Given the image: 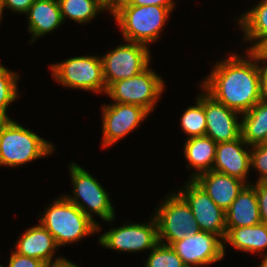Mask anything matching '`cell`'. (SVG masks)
I'll return each instance as SVG.
<instances>
[{
    "instance_id": "24",
    "label": "cell",
    "mask_w": 267,
    "mask_h": 267,
    "mask_svg": "<svg viewBox=\"0 0 267 267\" xmlns=\"http://www.w3.org/2000/svg\"><path fill=\"white\" fill-rule=\"evenodd\" d=\"M63 22L70 19L79 24L89 23L101 11H109L111 7L106 0H57Z\"/></svg>"
},
{
    "instance_id": "8",
    "label": "cell",
    "mask_w": 267,
    "mask_h": 267,
    "mask_svg": "<svg viewBox=\"0 0 267 267\" xmlns=\"http://www.w3.org/2000/svg\"><path fill=\"white\" fill-rule=\"evenodd\" d=\"M164 88L163 78L148 66L131 78L112 83L105 94L116 103L138 105L152 113Z\"/></svg>"
},
{
    "instance_id": "22",
    "label": "cell",
    "mask_w": 267,
    "mask_h": 267,
    "mask_svg": "<svg viewBox=\"0 0 267 267\" xmlns=\"http://www.w3.org/2000/svg\"><path fill=\"white\" fill-rule=\"evenodd\" d=\"M238 25L243 31V41L251 42L248 51H255L267 39V0L239 16Z\"/></svg>"
},
{
    "instance_id": "26",
    "label": "cell",
    "mask_w": 267,
    "mask_h": 267,
    "mask_svg": "<svg viewBox=\"0 0 267 267\" xmlns=\"http://www.w3.org/2000/svg\"><path fill=\"white\" fill-rule=\"evenodd\" d=\"M20 76L5 68L0 62V119H10L7 114L8 105L18 99V80Z\"/></svg>"
},
{
    "instance_id": "34",
    "label": "cell",
    "mask_w": 267,
    "mask_h": 267,
    "mask_svg": "<svg viewBox=\"0 0 267 267\" xmlns=\"http://www.w3.org/2000/svg\"><path fill=\"white\" fill-rule=\"evenodd\" d=\"M254 52L263 63H267V39Z\"/></svg>"
},
{
    "instance_id": "37",
    "label": "cell",
    "mask_w": 267,
    "mask_h": 267,
    "mask_svg": "<svg viewBox=\"0 0 267 267\" xmlns=\"http://www.w3.org/2000/svg\"><path fill=\"white\" fill-rule=\"evenodd\" d=\"M120 0H106V2L108 3V5L111 7L112 5H114L116 2H118Z\"/></svg>"
},
{
    "instance_id": "3",
    "label": "cell",
    "mask_w": 267,
    "mask_h": 267,
    "mask_svg": "<svg viewBox=\"0 0 267 267\" xmlns=\"http://www.w3.org/2000/svg\"><path fill=\"white\" fill-rule=\"evenodd\" d=\"M172 11L157 5H112L110 13L121 29L123 40L149 47L160 38Z\"/></svg>"
},
{
    "instance_id": "29",
    "label": "cell",
    "mask_w": 267,
    "mask_h": 267,
    "mask_svg": "<svg viewBox=\"0 0 267 267\" xmlns=\"http://www.w3.org/2000/svg\"><path fill=\"white\" fill-rule=\"evenodd\" d=\"M9 264L5 267H44L46 263L36 258L24 256L12 251L9 257ZM1 267H4L0 264Z\"/></svg>"
},
{
    "instance_id": "13",
    "label": "cell",
    "mask_w": 267,
    "mask_h": 267,
    "mask_svg": "<svg viewBox=\"0 0 267 267\" xmlns=\"http://www.w3.org/2000/svg\"><path fill=\"white\" fill-rule=\"evenodd\" d=\"M171 247L182 259L185 265L206 266L223 259V239L211 232L198 231L187 235L182 240L174 242Z\"/></svg>"
},
{
    "instance_id": "36",
    "label": "cell",
    "mask_w": 267,
    "mask_h": 267,
    "mask_svg": "<svg viewBox=\"0 0 267 267\" xmlns=\"http://www.w3.org/2000/svg\"><path fill=\"white\" fill-rule=\"evenodd\" d=\"M258 267H267V256L263 259V261L261 262V265L259 264Z\"/></svg>"
},
{
    "instance_id": "18",
    "label": "cell",
    "mask_w": 267,
    "mask_h": 267,
    "mask_svg": "<svg viewBox=\"0 0 267 267\" xmlns=\"http://www.w3.org/2000/svg\"><path fill=\"white\" fill-rule=\"evenodd\" d=\"M25 14L28 17V32L32 36L31 44L63 24L57 0H35Z\"/></svg>"
},
{
    "instance_id": "5",
    "label": "cell",
    "mask_w": 267,
    "mask_h": 267,
    "mask_svg": "<svg viewBox=\"0 0 267 267\" xmlns=\"http://www.w3.org/2000/svg\"><path fill=\"white\" fill-rule=\"evenodd\" d=\"M69 172L73 185V191H71L73 196L67 194L64 197L94 221L100 232V223L94 219L93 215L96 214L103 221L109 223L113 222L116 216L110 195L93 175L75 162L69 164Z\"/></svg>"
},
{
    "instance_id": "33",
    "label": "cell",
    "mask_w": 267,
    "mask_h": 267,
    "mask_svg": "<svg viewBox=\"0 0 267 267\" xmlns=\"http://www.w3.org/2000/svg\"><path fill=\"white\" fill-rule=\"evenodd\" d=\"M261 100L267 103V63L263 64Z\"/></svg>"
},
{
    "instance_id": "35",
    "label": "cell",
    "mask_w": 267,
    "mask_h": 267,
    "mask_svg": "<svg viewBox=\"0 0 267 267\" xmlns=\"http://www.w3.org/2000/svg\"><path fill=\"white\" fill-rule=\"evenodd\" d=\"M44 267H80V266L64 258L60 261L46 264Z\"/></svg>"
},
{
    "instance_id": "28",
    "label": "cell",
    "mask_w": 267,
    "mask_h": 267,
    "mask_svg": "<svg viewBox=\"0 0 267 267\" xmlns=\"http://www.w3.org/2000/svg\"><path fill=\"white\" fill-rule=\"evenodd\" d=\"M251 168L259 172L256 182L267 181V142L251 147Z\"/></svg>"
},
{
    "instance_id": "6",
    "label": "cell",
    "mask_w": 267,
    "mask_h": 267,
    "mask_svg": "<svg viewBox=\"0 0 267 267\" xmlns=\"http://www.w3.org/2000/svg\"><path fill=\"white\" fill-rule=\"evenodd\" d=\"M153 213L157 223L158 240L162 244L171 246L185 236L199 231L189 204L177 191L166 195Z\"/></svg>"
},
{
    "instance_id": "4",
    "label": "cell",
    "mask_w": 267,
    "mask_h": 267,
    "mask_svg": "<svg viewBox=\"0 0 267 267\" xmlns=\"http://www.w3.org/2000/svg\"><path fill=\"white\" fill-rule=\"evenodd\" d=\"M42 215L38 223L51 233L59 247L98 233V225L69 202L64 194L54 199Z\"/></svg>"
},
{
    "instance_id": "21",
    "label": "cell",
    "mask_w": 267,
    "mask_h": 267,
    "mask_svg": "<svg viewBox=\"0 0 267 267\" xmlns=\"http://www.w3.org/2000/svg\"><path fill=\"white\" fill-rule=\"evenodd\" d=\"M217 143L208 136L187 138L184 143V157L187 159L188 170L194 168L190 180L198 175L211 171L215 161Z\"/></svg>"
},
{
    "instance_id": "15",
    "label": "cell",
    "mask_w": 267,
    "mask_h": 267,
    "mask_svg": "<svg viewBox=\"0 0 267 267\" xmlns=\"http://www.w3.org/2000/svg\"><path fill=\"white\" fill-rule=\"evenodd\" d=\"M249 147L252 146L247 145L242 137H238L232 141L218 143L212 170L238 178L247 185H250L248 173L251 169V148Z\"/></svg>"
},
{
    "instance_id": "9",
    "label": "cell",
    "mask_w": 267,
    "mask_h": 267,
    "mask_svg": "<svg viewBox=\"0 0 267 267\" xmlns=\"http://www.w3.org/2000/svg\"><path fill=\"white\" fill-rule=\"evenodd\" d=\"M125 41L101 56L103 78L108 88L112 83L131 78L144 71L149 64L150 48L142 43Z\"/></svg>"
},
{
    "instance_id": "31",
    "label": "cell",
    "mask_w": 267,
    "mask_h": 267,
    "mask_svg": "<svg viewBox=\"0 0 267 267\" xmlns=\"http://www.w3.org/2000/svg\"><path fill=\"white\" fill-rule=\"evenodd\" d=\"M34 2L35 0H1V20L6 8L15 13L25 14Z\"/></svg>"
},
{
    "instance_id": "25",
    "label": "cell",
    "mask_w": 267,
    "mask_h": 267,
    "mask_svg": "<svg viewBox=\"0 0 267 267\" xmlns=\"http://www.w3.org/2000/svg\"><path fill=\"white\" fill-rule=\"evenodd\" d=\"M181 129L188 138L205 136L206 117L204 111V90L196 97L195 105L185 109L180 118Z\"/></svg>"
},
{
    "instance_id": "16",
    "label": "cell",
    "mask_w": 267,
    "mask_h": 267,
    "mask_svg": "<svg viewBox=\"0 0 267 267\" xmlns=\"http://www.w3.org/2000/svg\"><path fill=\"white\" fill-rule=\"evenodd\" d=\"M15 243L16 253L36 258L46 264L64 259L61 256L54 259V253L56 254L59 246L51 233L40 223L25 230Z\"/></svg>"
},
{
    "instance_id": "32",
    "label": "cell",
    "mask_w": 267,
    "mask_h": 267,
    "mask_svg": "<svg viewBox=\"0 0 267 267\" xmlns=\"http://www.w3.org/2000/svg\"><path fill=\"white\" fill-rule=\"evenodd\" d=\"M175 0H120L114 5H135V6H147L157 5L167 7L168 9H175Z\"/></svg>"
},
{
    "instance_id": "39",
    "label": "cell",
    "mask_w": 267,
    "mask_h": 267,
    "mask_svg": "<svg viewBox=\"0 0 267 267\" xmlns=\"http://www.w3.org/2000/svg\"><path fill=\"white\" fill-rule=\"evenodd\" d=\"M184 267H197V266H189V265H185Z\"/></svg>"
},
{
    "instance_id": "30",
    "label": "cell",
    "mask_w": 267,
    "mask_h": 267,
    "mask_svg": "<svg viewBox=\"0 0 267 267\" xmlns=\"http://www.w3.org/2000/svg\"><path fill=\"white\" fill-rule=\"evenodd\" d=\"M255 188L258 198L261 222L267 225V181L251 184Z\"/></svg>"
},
{
    "instance_id": "14",
    "label": "cell",
    "mask_w": 267,
    "mask_h": 267,
    "mask_svg": "<svg viewBox=\"0 0 267 267\" xmlns=\"http://www.w3.org/2000/svg\"><path fill=\"white\" fill-rule=\"evenodd\" d=\"M204 111L207 121L205 135L217 144L241 137V121L238 117L241 114L217 102L205 91Z\"/></svg>"
},
{
    "instance_id": "2",
    "label": "cell",
    "mask_w": 267,
    "mask_h": 267,
    "mask_svg": "<svg viewBox=\"0 0 267 267\" xmlns=\"http://www.w3.org/2000/svg\"><path fill=\"white\" fill-rule=\"evenodd\" d=\"M54 144L13 119H0V166L16 168L48 157Z\"/></svg>"
},
{
    "instance_id": "12",
    "label": "cell",
    "mask_w": 267,
    "mask_h": 267,
    "mask_svg": "<svg viewBox=\"0 0 267 267\" xmlns=\"http://www.w3.org/2000/svg\"><path fill=\"white\" fill-rule=\"evenodd\" d=\"M178 193L189 204L200 231L214 233L223 240L226 236L225 211L194 181L187 180Z\"/></svg>"
},
{
    "instance_id": "23",
    "label": "cell",
    "mask_w": 267,
    "mask_h": 267,
    "mask_svg": "<svg viewBox=\"0 0 267 267\" xmlns=\"http://www.w3.org/2000/svg\"><path fill=\"white\" fill-rule=\"evenodd\" d=\"M241 116V137L247 145L267 142V103L259 101ZM243 116V117H242Z\"/></svg>"
},
{
    "instance_id": "7",
    "label": "cell",
    "mask_w": 267,
    "mask_h": 267,
    "mask_svg": "<svg viewBox=\"0 0 267 267\" xmlns=\"http://www.w3.org/2000/svg\"><path fill=\"white\" fill-rule=\"evenodd\" d=\"M50 71L57 83L71 89L106 93L101 57L76 56L50 64Z\"/></svg>"
},
{
    "instance_id": "38",
    "label": "cell",
    "mask_w": 267,
    "mask_h": 267,
    "mask_svg": "<svg viewBox=\"0 0 267 267\" xmlns=\"http://www.w3.org/2000/svg\"><path fill=\"white\" fill-rule=\"evenodd\" d=\"M0 21H1V0H0Z\"/></svg>"
},
{
    "instance_id": "27",
    "label": "cell",
    "mask_w": 267,
    "mask_h": 267,
    "mask_svg": "<svg viewBox=\"0 0 267 267\" xmlns=\"http://www.w3.org/2000/svg\"><path fill=\"white\" fill-rule=\"evenodd\" d=\"M144 267H184L182 259L175 250L162 243H158L150 252Z\"/></svg>"
},
{
    "instance_id": "1",
    "label": "cell",
    "mask_w": 267,
    "mask_h": 267,
    "mask_svg": "<svg viewBox=\"0 0 267 267\" xmlns=\"http://www.w3.org/2000/svg\"><path fill=\"white\" fill-rule=\"evenodd\" d=\"M245 53L242 57L231 53L217 61L200 85L214 100L240 114L261 101L263 77V62L259 56L254 51Z\"/></svg>"
},
{
    "instance_id": "11",
    "label": "cell",
    "mask_w": 267,
    "mask_h": 267,
    "mask_svg": "<svg viewBox=\"0 0 267 267\" xmlns=\"http://www.w3.org/2000/svg\"><path fill=\"white\" fill-rule=\"evenodd\" d=\"M102 110V148H108L147 119L150 113L141 106L124 103L101 105Z\"/></svg>"
},
{
    "instance_id": "19",
    "label": "cell",
    "mask_w": 267,
    "mask_h": 267,
    "mask_svg": "<svg viewBox=\"0 0 267 267\" xmlns=\"http://www.w3.org/2000/svg\"><path fill=\"white\" fill-rule=\"evenodd\" d=\"M226 227H245L261 223L255 188L246 185L225 211Z\"/></svg>"
},
{
    "instance_id": "17",
    "label": "cell",
    "mask_w": 267,
    "mask_h": 267,
    "mask_svg": "<svg viewBox=\"0 0 267 267\" xmlns=\"http://www.w3.org/2000/svg\"><path fill=\"white\" fill-rule=\"evenodd\" d=\"M209 197L226 211L247 185L244 181L216 171H208L193 179Z\"/></svg>"
},
{
    "instance_id": "20",
    "label": "cell",
    "mask_w": 267,
    "mask_h": 267,
    "mask_svg": "<svg viewBox=\"0 0 267 267\" xmlns=\"http://www.w3.org/2000/svg\"><path fill=\"white\" fill-rule=\"evenodd\" d=\"M225 246L230 244L235 249L249 253H265L267 250V225L259 223L253 226L245 227H226ZM267 256L264 254L263 259Z\"/></svg>"
},
{
    "instance_id": "10",
    "label": "cell",
    "mask_w": 267,
    "mask_h": 267,
    "mask_svg": "<svg viewBox=\"0 0 267 267\" xmlns=\"http://www.w3.org/2000/svg\"><path fill=\"white\" fill-rule=\"evenodd\" d=\"M147 223H126L119 227H111L98 238L104 248L119 252H142L152 250L158 243L157 223L154 216Z\"/></svg>"
}]
</instances>
